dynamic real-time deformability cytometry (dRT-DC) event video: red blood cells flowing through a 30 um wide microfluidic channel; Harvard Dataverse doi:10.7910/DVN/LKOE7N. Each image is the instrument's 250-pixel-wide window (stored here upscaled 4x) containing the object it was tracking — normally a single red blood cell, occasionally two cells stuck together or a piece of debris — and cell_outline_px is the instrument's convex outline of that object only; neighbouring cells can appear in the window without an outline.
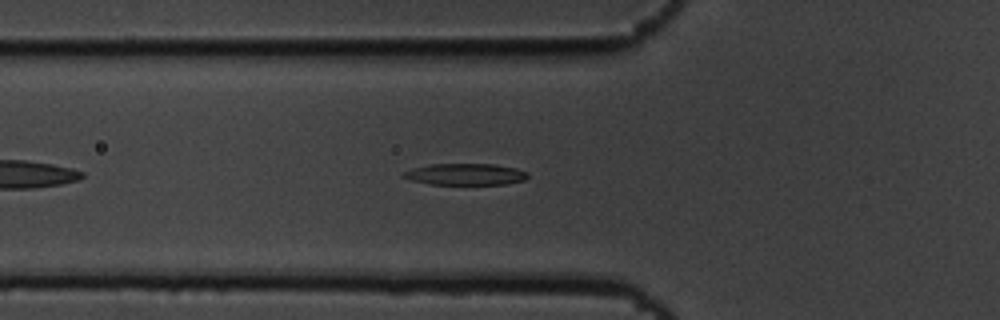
{"species": "common noctule bat (a hibernating species)", "species_latin": "Nyctalus noctula", "temperature_condition": "cold", "stored_images_in_passage": 44, "camera_frame_rate_fps": 3000, "um_per_image_px": 0.085, "animal": {"sex": "male", "body_mass_g": 19.5, "forearm_length_mm": 54.6}, "frame": {"image": 1, "passage_image": 8, "time_ms": 2.333, "image_size_px": [1000, 320], "cell_outline_px": [[528, 176], [524, 180], [508, 184], [432, 184], [412, 180], [400, 176], [404, 172], [416, 168], [432, 164], [496, 164], [516, 168], [528, 172]], "centroid_in_image_um": [39.62, 14.81], "position_along_channel_um": 86.2, "area_um2": 15.43}}
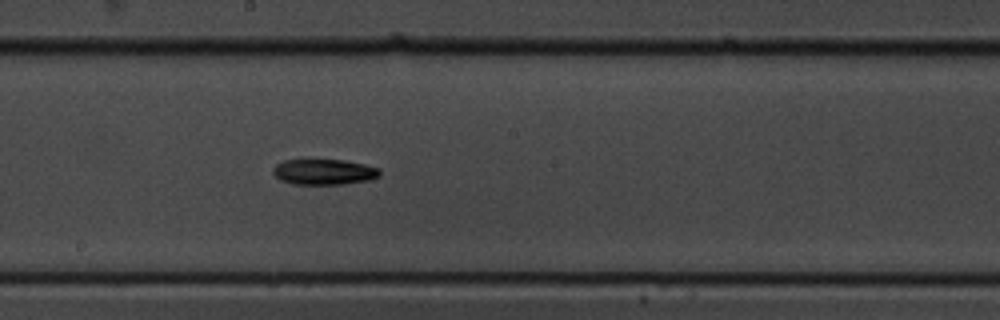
{"frame": {"image": 2, "passage_image": 19, "time_ms": 6.0, "image_size_px": [1000, 320], "cell_outline_px": [[380, 176], [368, 180], [344, 184], [292, 184], [280, 180], [272, 172], [272, 168], [276, 164], [284, 160], [344, 160], [364, 164], [380, 168]], "centroid_in_image_um": [27.53, 14.61], "position_along_channel_um": 220.7, "area_um2": 15.95}}
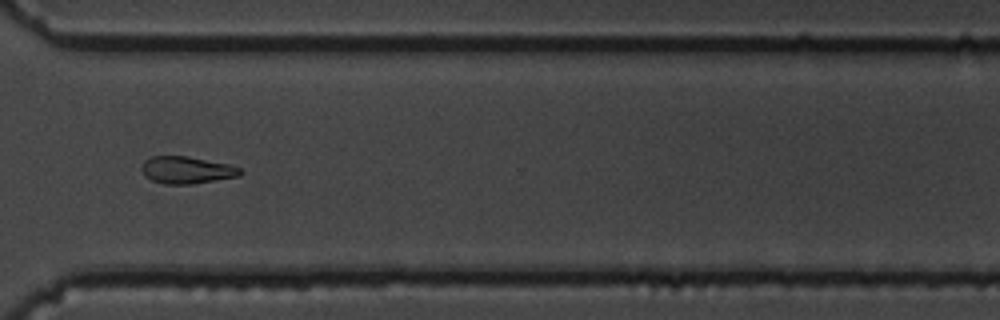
{"frame": {"image": 3, "passage_image": 30, "time_ms": 9.667, "image_size_px": [1000, 320], "cell_outline_px": [[240, 176], [192, 184], [164, 184], [152, 180], [144, 176], [140, 168], [144, 160], [152, 156], [188, 156], [228, 164], [240, 168]], "centroid_in_image_um": [15.82, 14.45], "position_along_channel_um": 354.8, "area_um2": 15.61}, "authors_computed_cell_mechanics": {"area_um2": 16.0973, "velocity_mm_per_s": 3.6501, "shape_relaxation_time_tau1_ms": 5.077, "shape_relaxation_time_tau2_ms": null, "deformation_change_tau1": 0.1656, "deformation_change_tau2": null}}